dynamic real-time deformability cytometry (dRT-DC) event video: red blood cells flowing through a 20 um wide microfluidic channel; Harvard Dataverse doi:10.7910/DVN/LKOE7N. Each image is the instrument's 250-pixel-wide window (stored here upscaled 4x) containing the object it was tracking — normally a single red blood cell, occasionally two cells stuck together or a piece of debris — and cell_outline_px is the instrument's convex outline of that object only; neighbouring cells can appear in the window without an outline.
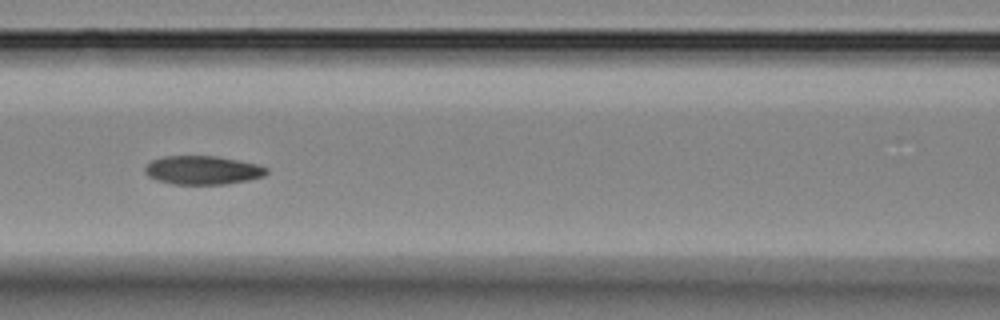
{"species": "Egyptian fruit bat (a non-hibernating species)", "species_latin": "Rousettus aegyptiacus", "temperature_condition": "room temperature", "stored_images_in_passage": 9, "camera_frame_rate_fps": 3000, "um_per_image_px": 0.085, "animal": {"sex": "female"}, "frame": {"image": 1, "passage_image": 6, "time_ms": 6.0, "image_size_px": [1000, 320], "cell_outline_px": [[268, 172], [264, 176], [248, 180], [224, 184], [172, 184], [156, 180], [148, 176], [144, 172], [144, 168], [152, 160], [164, 156], [216, 156], [256, 164], [268, 168]], "centroid_in_image_um": [17.2, 14.47], "position_along_channel_um": 149.4, "area_um2": 20.23}}
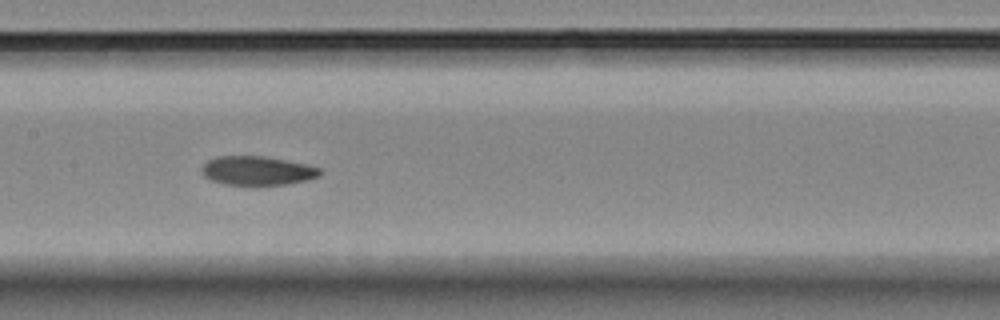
{"frame": {"image": 2, "passage_image": 7, "time_ms": 7.0, "image_size_px": [1000, 320], "cell_outline_px": [[324, 172], [320, 176], [308, 180], [288, 184], [256, 188], [224, 184], [212, 180], [204, 176], [200, 172], [200, 168], [208, 160], [216, 156], [264, 156], [304, 164], [320, 168]], "centroid_in_image_um": [21.86, 14.56], "position_along_channel_um": 185.5, "area_um2": 20.81}}
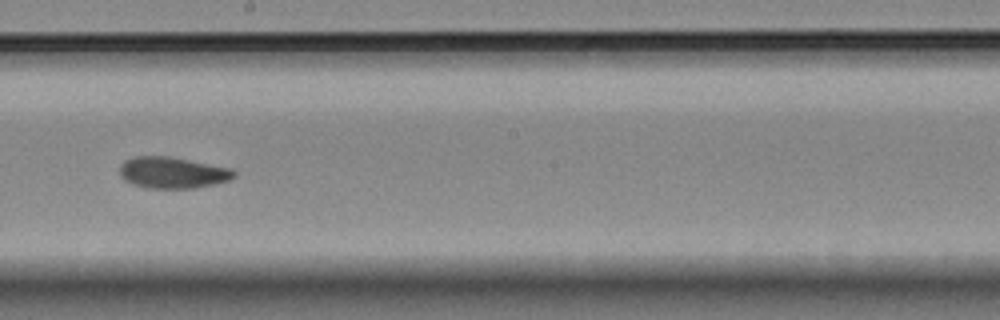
{"frame": {"image": 3, "passage_image": 8, "time_ms": 8.333, "image_size_px": [1000, 320], "cell_outline_px": [[236, 176], [228, 180], [196, 188], [144, 188], [132, 184], [124, 180], [120, 176], [120, 164], [124, 160], [132, 156], [168, 156], [232, 168], [236, 172]], "centroid_in_image_um": [14.63, 14.67], "position_along_channel_um": 233.6, "area_um2": 21.04}}